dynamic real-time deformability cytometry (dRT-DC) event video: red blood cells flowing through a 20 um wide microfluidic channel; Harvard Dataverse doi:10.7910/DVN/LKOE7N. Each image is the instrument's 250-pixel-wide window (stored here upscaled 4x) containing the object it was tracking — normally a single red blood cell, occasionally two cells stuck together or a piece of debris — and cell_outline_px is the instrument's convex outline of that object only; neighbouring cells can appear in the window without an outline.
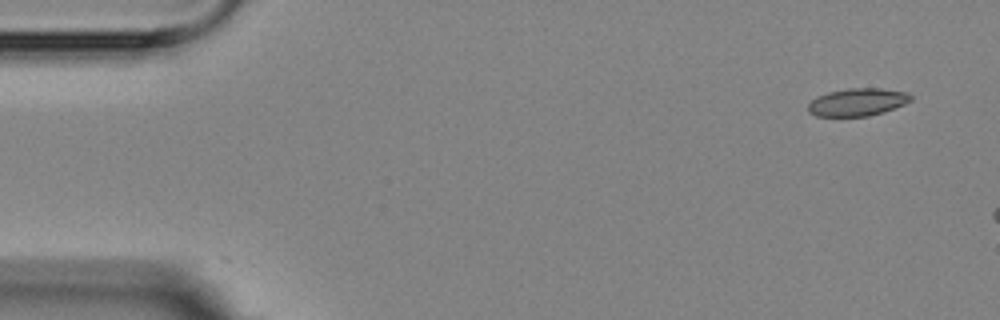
{"species": "Egyptian fruit bat (a non-hibernating species)", "species_latin": "Rousettus aegyptiacus", "temperature_condition": "room temperature", "stored_images_in_passage": 3, "camera_frame_rate_fps": 3000, "um_per_image_px": 0.085, "animal": {"sex": "female"}, "frame": {"image": 1, "passage_image": 1, "time_ms": 0.0, "image_size_px": [1000, 320], "cell_outline_px": [[912, 100], [904, 104], [884, 112], [868, 116], [816, 116], [808, 112], [808, 104], [816, 96], [828, 92], [848, 88], [880, 88], [908, 92], [912, 96]], "centroid_in_image_um": [72.88, 8.67], "position_along_channel_um": 12.1, "area_um2": 16.65}}